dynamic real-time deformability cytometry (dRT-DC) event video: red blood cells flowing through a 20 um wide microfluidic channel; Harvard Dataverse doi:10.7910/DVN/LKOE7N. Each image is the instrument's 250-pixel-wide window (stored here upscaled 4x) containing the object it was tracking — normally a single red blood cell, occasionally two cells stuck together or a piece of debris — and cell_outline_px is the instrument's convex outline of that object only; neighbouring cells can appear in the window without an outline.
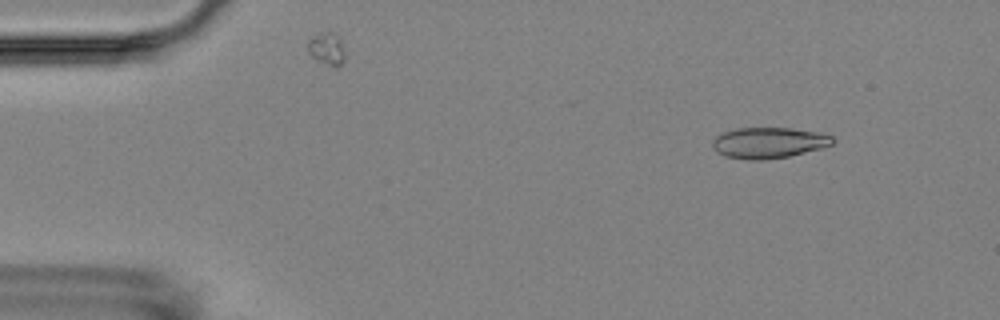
{"species": "Egyptian fruit bat (a non-hibernating species)", "species_latin": "Rousettus aegyptiacus", "temperature_condition": "room temperature", "stored_images_in_passage": 6, "camera_frame_rate_fps": 3000, "um_per_image_px": 0.085, "animal": {"sex": "female"}, "frame": {"image": 1, "passage_image": 2, "time_ms": 1.0, "image_size_px": [1000, 320], "cell_outline_px": [[836, 140], [832, 144], [820, 148], [788, 156], [764, 160], [748, 160], [724, 156], [716, 152], [712, 148], [712, 140], [716, 136], [724, 132], [736, 128], [792, 128], [820, 132], [832, 136]], "centroid_in_image_um": [65.31, 12.13], "position_along_channel_um": 19.7, "area_um2": 21.73}}
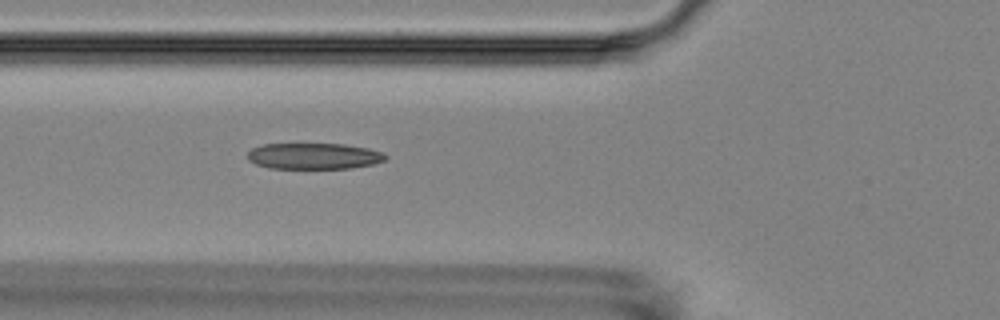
{"frame": {"image": 2, "passage_image": 6, "time_ms": 5.667, "image_size_px": [1000, 320], "cell_outline_px": [[388, 156], [384, 160], [372, 164], [348, 168], [268, 168], [256, 164], [248, 160], [248, 152], [252, 148], [260, 144], [344, 144], [368, 148], [384, 152]], "centroid_in_image_um": [26.67, 13.26], "position_along_channel_um": 99.1, "area_um2": 20.98}}